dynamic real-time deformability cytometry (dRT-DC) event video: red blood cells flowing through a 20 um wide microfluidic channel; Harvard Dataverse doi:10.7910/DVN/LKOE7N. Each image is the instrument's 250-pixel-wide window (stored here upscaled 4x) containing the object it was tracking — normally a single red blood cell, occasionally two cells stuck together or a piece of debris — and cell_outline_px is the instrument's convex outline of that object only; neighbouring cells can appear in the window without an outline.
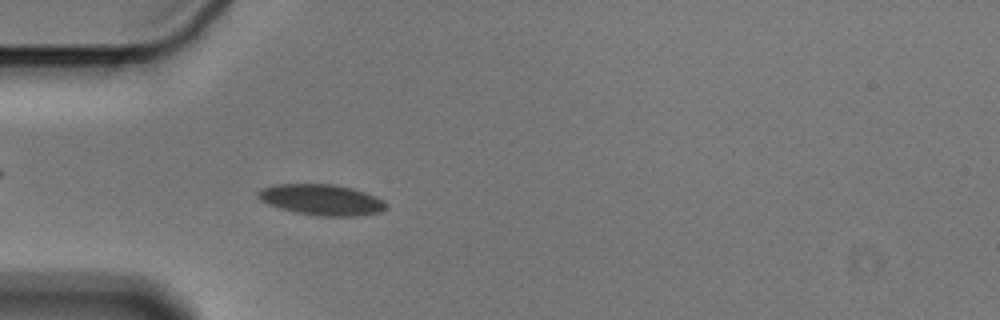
{"species": "Egyptian fruit bat (a non-hibernating species)", "species_latin": "Rousettus aegyptiacus", "temperature_condition": "cold", "stored_images_in_passage": 55, "camera_frame_rate_fps": 3000, "um_per_image_px": 0.085, "animal": {"sex": "male"}, "frame": {"image": 1, "passage_image": 16, "time_ms": 5.0, "image_size_px": [1000, 320], "cell_outline_px": [[384, 208], [380, 212], [356, 216], [316, 216], [296, 212], [280, 208], [268, 204], [260, 200], [256, 196], [256, 192], [260, 188], [272, 184], [336, 184], [352, 188], [376, 196], [384, 204]], "centroid_in_image_um": [27.24, 16.97], "position_along_channel_um": 57.8, "area_um2": 23.0}}
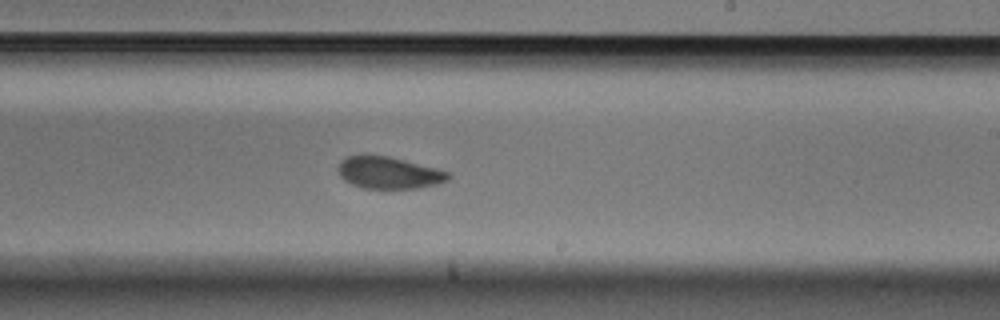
{"frame": {"image": 2, "passage_image": 33, "time_ms": 10.667, "image_size_px": [1000, 320], "cell_outline_px": [[452, 176], [448, 180], [436, 184], [416, 188], [364, 188], [352, 184], [344, 180], [340, 176], [336, 168], [340, 160], [344, 156], [388, 156], [452, 172]], "centroid_in_image_um": [33.04, 14.68], "position_along_channel_um": 256.0, "area_um2": 20.46}}
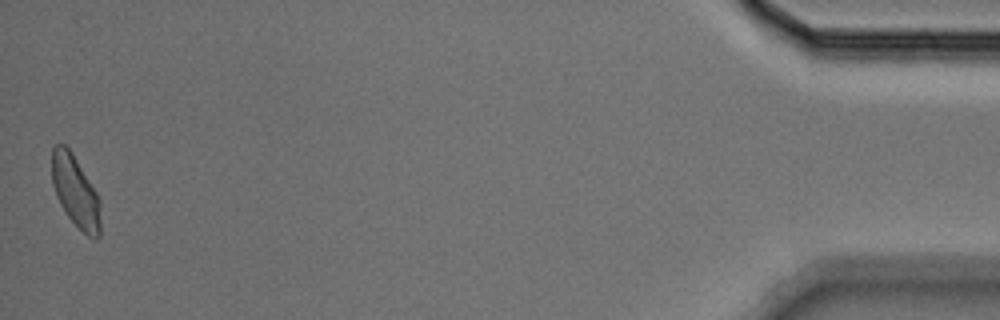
{"frame": {"image": 3, "passage_image": 55, "time_ms": 18.0, "image_size_px": [1000, 320], "cell_outline_px": [[100, 236], [96, 240], [92, 240], [68, 216], [60, 204], [56, 196], [52, 184], [52, 148], [56, 144], [64, 144], [72, 152], [96, 192], [100, 200]], "centroid_in_image_um": [6.42, 16.28], "position_along_channel_um": 428.8, "area_um2": 20.17}, "authors_computed_cell_mechanics": {"area_um2": 21.3282, "velocity_mm_per_s": 3.5775, "shape_relaxation_time_tau1_ms": 7.3809, "shape_relaxation_time_tau2_ms": 1.5829, "deformation_change_tau1": 0.1355, "deformation_change_tau2": 0.0671}}